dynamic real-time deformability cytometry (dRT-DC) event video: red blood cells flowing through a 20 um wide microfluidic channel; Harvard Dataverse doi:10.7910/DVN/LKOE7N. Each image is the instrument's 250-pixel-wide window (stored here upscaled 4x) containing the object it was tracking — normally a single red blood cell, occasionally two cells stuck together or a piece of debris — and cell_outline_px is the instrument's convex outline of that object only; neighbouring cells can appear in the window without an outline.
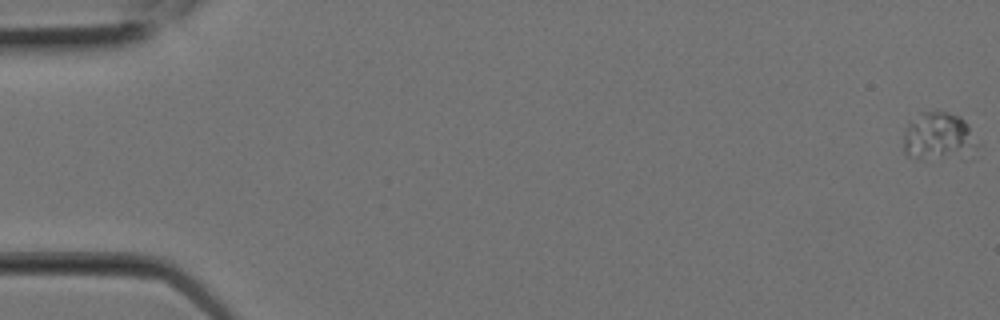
{"species": "Egyptian fruit bat (a non-hibernating species)", "species_latin": "Rousettus aegyptiacus", "temperature_condition": "room temperature", "stored_images_in_passage": 4, "camera_frame_rate_fps": 3000, "um_per_image_px": 0.085, "animal": {"sex": "female"}, "frame": {"image": 1, "passage_image": 1, "time_ms": 0.0, "image_size_px": [1000, 320], "cell_outline_px": [[984, 144], [972, 160], [924, 160], [908, 156], [904, 152], [904, 136], [908, 124], [920, 112], [936, 108], [960, 116], [968, 124]], "centroid_in_image_um": [79.96, 11.67], "position_along_channel_um": 5.0, "area_um2": 22.83}}